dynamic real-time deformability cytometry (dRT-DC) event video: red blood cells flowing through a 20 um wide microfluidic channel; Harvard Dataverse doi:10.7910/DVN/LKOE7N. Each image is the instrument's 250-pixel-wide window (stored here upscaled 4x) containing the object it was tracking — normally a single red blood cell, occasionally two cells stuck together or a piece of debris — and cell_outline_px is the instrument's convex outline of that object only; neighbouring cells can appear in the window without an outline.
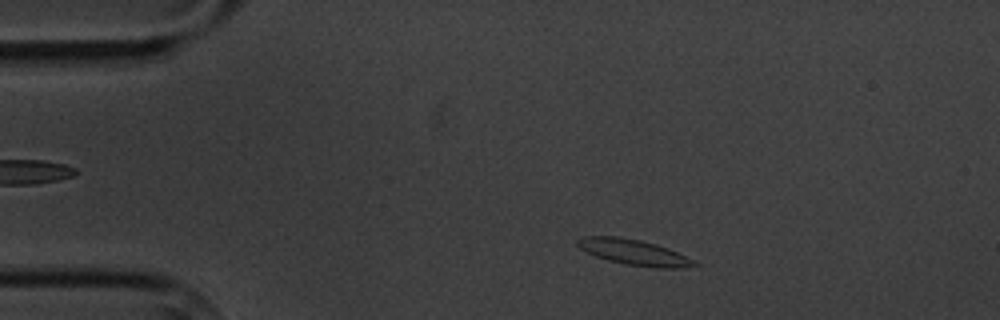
{"species": "common noctule bat (a hibernating species)", "species_latin": "Nyctalus noctula", "temperature_condition": "cold", "stored_images_in_passage": 3, "camera_frame_rate_fps": 3000, "um_per_image_px": 0.085, "animal": {"sex": "male", "body_mass_g": 20.1, "forearm_length_mm": 53.5}, "frame": {"image": 1, "passage_image": 1, "time_ms": 0.0, "image_size_px": [1000, 320], "cell_outline_px": [[700, 264], [680, 268], [656, 268], [624, 264], [608, 260], [596, 256], [580, 248], [576, 244], [576, 240], [580, 236], [620, 236], [640, 240], [656, 244], [668, 248]], "centroid_in_image_um": [53.83, 21.43], "position_along_channel_um": 31.2, "area_um2": 17.34}}